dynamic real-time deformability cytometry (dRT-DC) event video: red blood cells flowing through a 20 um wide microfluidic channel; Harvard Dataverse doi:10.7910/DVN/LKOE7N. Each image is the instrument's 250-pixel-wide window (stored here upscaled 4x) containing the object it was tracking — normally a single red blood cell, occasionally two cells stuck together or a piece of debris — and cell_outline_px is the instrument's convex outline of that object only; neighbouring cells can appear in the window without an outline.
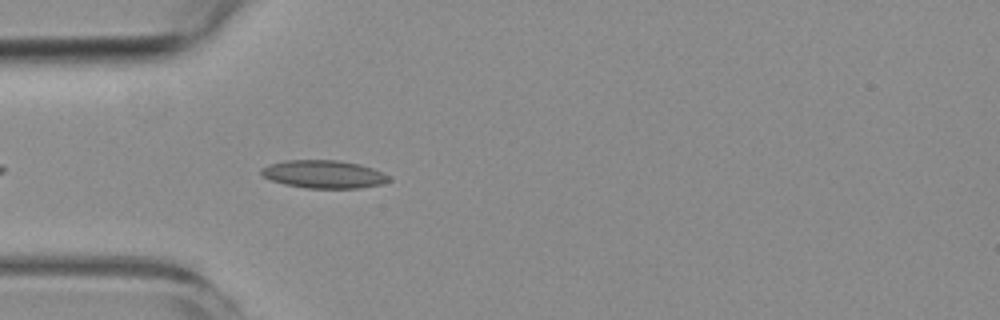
{"species": "common noctule bat (a hibernating species)", "species_latin": "Nyctalus noctula", "temperature_condition": "room temperature", "stored_images_in_passage": 4, "camera_frame_rate_fps": 3000, "um_per_image_px": 0.085, "animal": {"sex": "female", "body_mass_g": 19.3, "forearm_length_mm": 54.1}, "frame": {"image": 1, "passage_image": 4, "time_ms": 3.333, "image_size_px": [1000, 320], "cell_outline_px": [[392, 180], [380, 184], [360, 188], [304, 188], [284, 184], [260, 176], [260, 168], [268, 164], [284, 160], [336, 160], [360, 164], [372, 168], [392, 176]], "centroid_in_image_um": [27.5, 14.81], "position_along_channel_um": 57.5, "area_um2": 21.04}}